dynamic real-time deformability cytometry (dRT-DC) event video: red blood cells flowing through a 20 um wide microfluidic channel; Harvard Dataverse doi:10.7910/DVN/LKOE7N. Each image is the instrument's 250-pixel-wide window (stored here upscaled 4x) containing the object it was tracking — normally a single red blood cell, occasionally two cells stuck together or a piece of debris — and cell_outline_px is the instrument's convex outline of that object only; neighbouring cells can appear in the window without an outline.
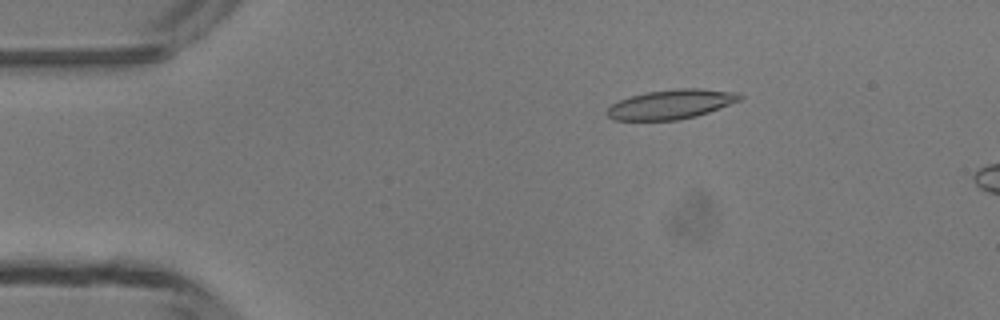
{"species": "common noctule bat (a hibernating species)", "species_latin": "Nyctalus noctula", "temperature_condition": "room temperature", "stored_images_in_passage": 5, "camera_frame_rate_fps": 3000, "um_per_image_px": 0.085, "animal": {"sex": "male", "body_mass_g": 13.3}, "frame": {"image": 1, "passage_image": 3, "time_ms": 2.333, "image_size_px": [1000, 320], "cell_outline_px": [[744, 96], [740, 100], [720, 108], [696, 116], [680, 120], [612, 120], [604, 112], [612, 104], [628, 96], [648, 92], [676, 88], [700, 88], [736, 92]], "centroid_in_image_um": [57.03, 8.86], "position_along_channel_um": 28.0, "area_um2": 22.89}}